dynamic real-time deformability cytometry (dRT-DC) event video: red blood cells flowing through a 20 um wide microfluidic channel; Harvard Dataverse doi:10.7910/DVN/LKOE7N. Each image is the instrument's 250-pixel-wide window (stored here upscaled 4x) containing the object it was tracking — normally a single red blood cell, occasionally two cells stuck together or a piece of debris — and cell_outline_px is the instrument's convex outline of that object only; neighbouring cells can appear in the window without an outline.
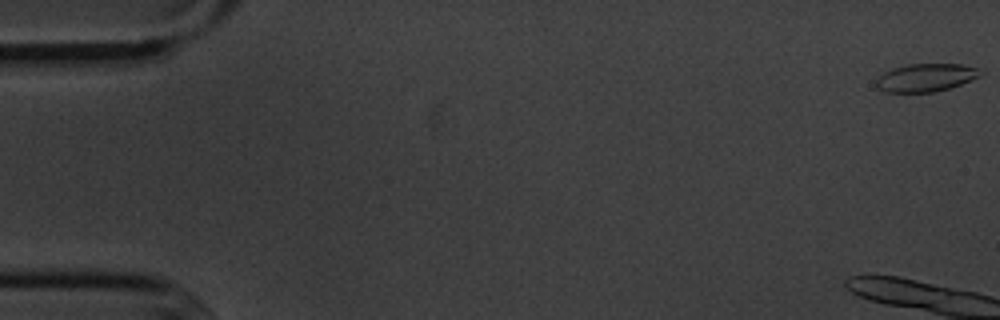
{"species": "common noctule bat (a hibernating species)", "species_latin": "Nyctalus noctula", "temperature_condition": "cold", "stored_images_in_passage": 6, "camera_frame_rate_fps": 3000, "um_per_image_px": 0.085, "animal": {"sex": "male", "body_mass_g": 20.1, "forearm_length_mm": 53.5}, "frame": {"image": 1, "passage_image": 1, "time_ms": 0.0, "image_size_px": [1000, 320], "cell_outline_px": [[984, 72], [980, 76], [960, 84], [936, 92], [884, 92], [876, 88], [876, 80], [884, 72], [892, 68], [908, 64], [960, 64], [976, 68]], "centroid_in_image_um": [78.66, 6.6], "position_along_channel_um": 6.3, "area_um2": 16.94}}